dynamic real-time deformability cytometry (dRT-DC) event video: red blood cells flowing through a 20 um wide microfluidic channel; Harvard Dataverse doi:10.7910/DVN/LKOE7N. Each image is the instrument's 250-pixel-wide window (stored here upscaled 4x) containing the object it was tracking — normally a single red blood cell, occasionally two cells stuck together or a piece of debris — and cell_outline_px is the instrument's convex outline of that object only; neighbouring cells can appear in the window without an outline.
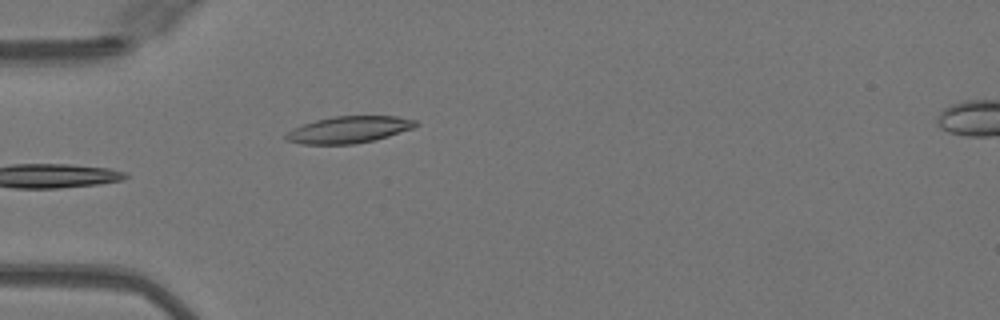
{"species": "Egyptian fruit bat (a non-hibernating species)", "species_latin": "Rousettus aegyptiacus", "temperature_condition": "warm", "stored_images_in_passage": 33, "camera_frame_rate_fps": 3000, "um_per_image_px": 0.085, "animal": {"sex": "female"}, "frame": {"image": 1, "passage_image": 1, "time_ms": 0.0, "image_size_px": [1000, 320], "cell_outline_px": [[420, 124], [416, 128], [388, 136], [372, 140], [352, 144], [300, 144], [288, 140], [284, 136], [292, 128], [316, 120], [332, 116], [396, 116], [416, 120]], "centroid_in_image_um": [29.69, 11.01], "position_along_channel_um": 55.3, "area_um2": 20.23}}